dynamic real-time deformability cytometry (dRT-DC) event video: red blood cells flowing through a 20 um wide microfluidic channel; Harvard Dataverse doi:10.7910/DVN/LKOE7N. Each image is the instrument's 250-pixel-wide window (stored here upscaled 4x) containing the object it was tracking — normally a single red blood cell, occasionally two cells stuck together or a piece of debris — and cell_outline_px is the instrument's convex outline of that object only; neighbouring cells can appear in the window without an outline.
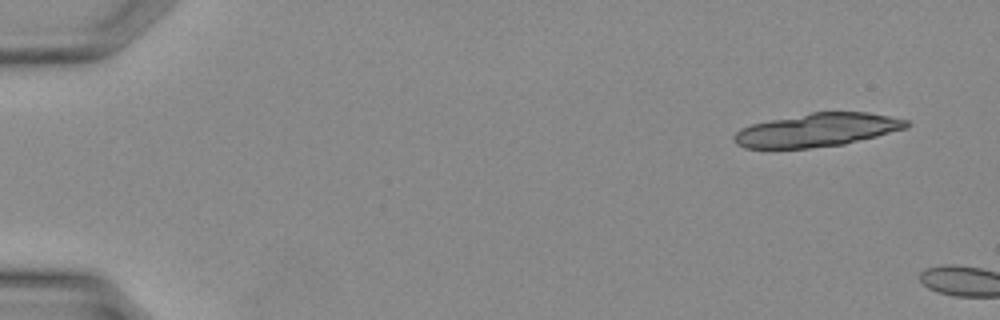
{"species": "Egyptian fruit bat (a non-hibernating species)", "species_latin": "Rousettus aegyptiacus", "temperature_condition": "warm", "stored_images_in_passage": 7, "camera_frame_rate_fps": 3000, "um_per_image_px": 0.085, "animal": {"sex": "female"}, "frame": {"image": 1, "passage_image": 1, "time_ms": 0.0, "image_size_px": [1000, 320], "cell_outline_px": [[912, 124], [908, 128], [844, 144], [808, 148], [744, 148], [736, 144], [732, 140], [732, 136], [740, 128], [752, 124], [812, 112], [868, 112], [908, 120]], "centroid_in_image_um": [69.46, 11.05], "position_along_channel_um": 15.5, "area_um2": 33.41}}